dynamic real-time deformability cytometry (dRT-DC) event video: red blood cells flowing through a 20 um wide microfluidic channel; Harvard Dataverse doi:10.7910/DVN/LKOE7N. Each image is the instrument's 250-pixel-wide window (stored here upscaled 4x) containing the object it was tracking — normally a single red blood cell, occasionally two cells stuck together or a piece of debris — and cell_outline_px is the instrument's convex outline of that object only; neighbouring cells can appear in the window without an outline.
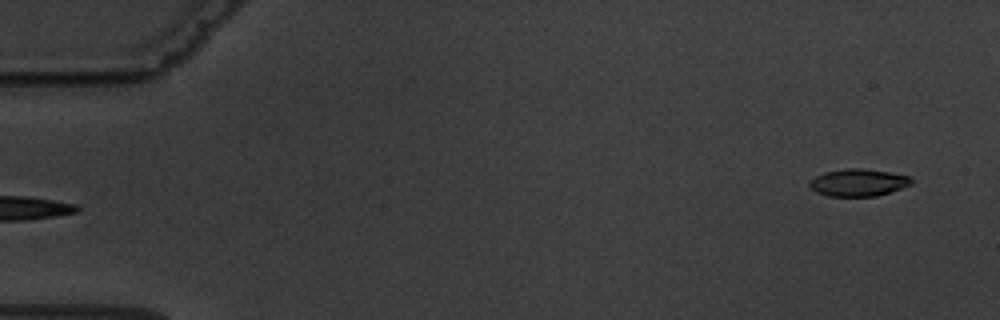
{"species": "common noctule bat (a hibernating species)", "species_latin": "Nyctalus noctula", "temperature_condition": "warm", "stored_images_in_passage": 6, "camera_frame_rate_fps": 3000, "um_per_image_px": 0.085, "animal": {"sex": "male", "body_mass_g": 19.5, "forearm_length_mm": 54.6}, "frame": {"image": 1, "passage_image": 6, "time_ms": 6.0, "image_size_px": [1000, 320], "cell_outline_px": [[912, 184], [876, 196], [828, 196], [816, 192], [808, 184], [816, 176], [824, 172], [848, 168], [860, 168], [888, 172], [912, 176]], "centroid_in_image_um": [72.96, 15.51], "position_along_channel_um": 12.0, "area_um2": 16.01}}